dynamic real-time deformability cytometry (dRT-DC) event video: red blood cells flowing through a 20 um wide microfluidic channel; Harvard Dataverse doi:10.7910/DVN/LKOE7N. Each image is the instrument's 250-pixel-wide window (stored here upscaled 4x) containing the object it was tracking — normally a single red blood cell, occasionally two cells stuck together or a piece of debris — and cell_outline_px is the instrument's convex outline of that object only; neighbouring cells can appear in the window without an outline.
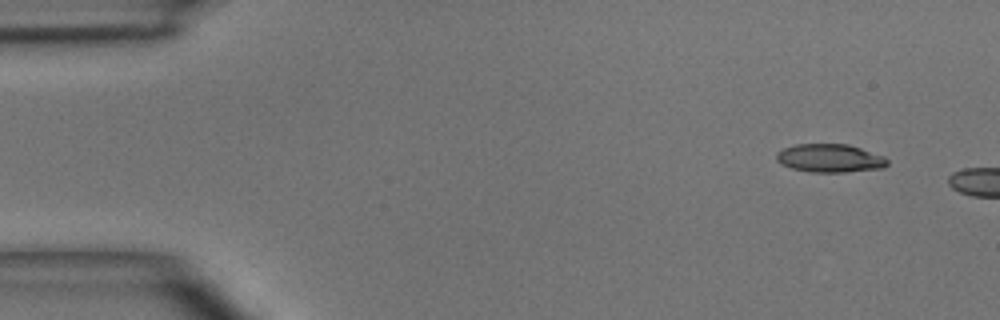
{"species": "common noctule bat (a hibernating species)", "species_latin": "Nyctalus noctula", "temperature_condition": "room temperature", "stored_images_in_passage": 2, "camera_frame_rate_fps": 3000, "um_per_image_px": 0.085, "animal": {"sex": "male", "body_mass_g": 15.6}, "frame": {"image": 1, "passage_image": 1, "time_ms": 0.0, "image_size_px": [1000, 320], "cell_outline_px": [[888, 164], [884, 168], [844, 172], [812, 172], [792, 168], [780, 164], [776, 160], [776, 152], [784, 148], [796, 144], [848, 144], [884, 156], [888, 160]], "centroid_in_image_um": [70.53, 13.45], "position_along_channel_um": 14.5, "area_um2": 18.32}}